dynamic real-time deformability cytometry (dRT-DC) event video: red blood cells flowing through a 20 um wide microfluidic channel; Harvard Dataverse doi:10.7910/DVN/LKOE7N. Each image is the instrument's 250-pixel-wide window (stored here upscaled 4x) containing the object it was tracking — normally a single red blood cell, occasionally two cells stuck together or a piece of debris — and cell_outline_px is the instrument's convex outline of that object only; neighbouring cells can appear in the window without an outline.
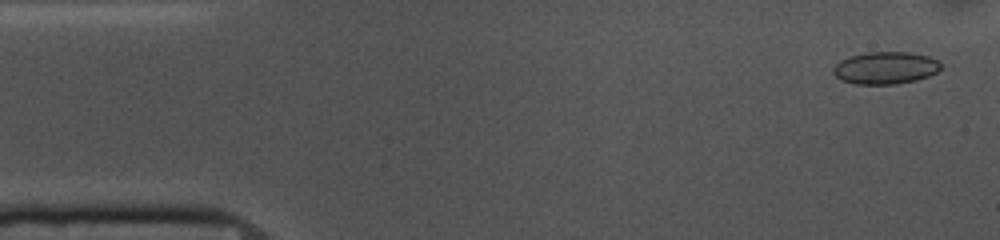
{"species": "common noctule bat (a hibernating species)", "species_latin": "Nyctalus noctula", "temperature_condition": "cold", "stored_images_in_passage": 54, "camera_frame_rate_fps": 3000, "um_per_image_px": 0.085, "animal": {"sex": "female", "body_mass_g": 10.0, "forearm_length_mm": 53.1}, "frame": {"image": 1, "passage_image": 2, "time_ms": 0.333, "image_size_px": [1000, 240], "cell_outline_px": [[940, 68], [936, 72], [928, 76], [916, 80], [896, 84], [856, 84], [844, 80], [836, 76], [832, 72], [832, 68], [840, 60], [848, 56], [868, 52], [908, 52], [928, 56], [936, 60], [940, 64]], "centroid_in_image_um": [75.23, 5.76], "position_along_channel_um": 9.8, "area_um2": 20.11}}
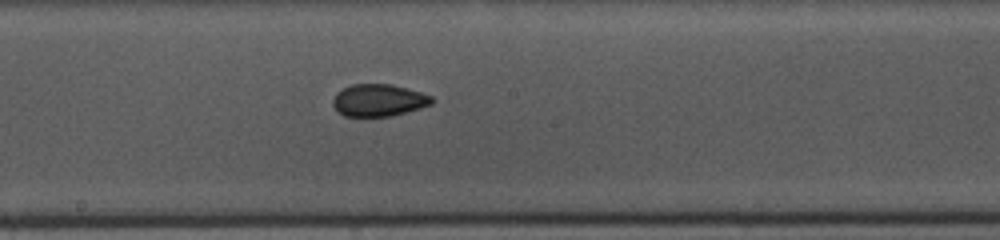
{"frame": {"image": 2, "passage_image": 27, "time_ms": 8.667, "image_size_px": [1000, 240], "cell_outline_px": [[432, 104], [420, 108], [392, 116], [344, 116], [336, 112], [332, 104], [332, 100], [336, 92], [352, 84], [392, 84], [420, 92], [432, 96]], "centroid_in_image_um": [32.14, 8.52], "position_along_channel_um": 216.1, "area_um2": 18.61}}
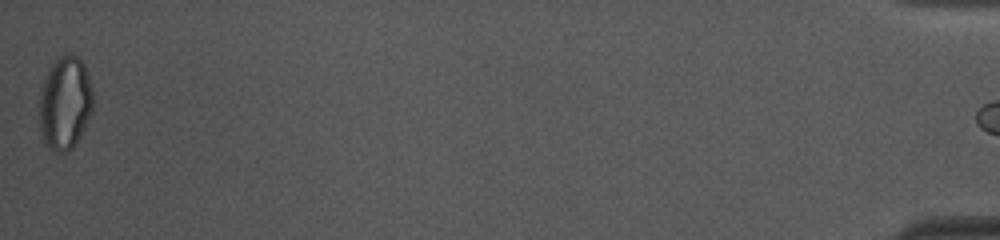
{"frame": {"image": 3, "passage_image": 53, "time_ms": 17.333, "image_size_px": [1000, 240], "cell_outline_px": [[92, 108], [84, 128], [80, 136], [72, 148], [64, 152], [56, 152], [48, 148], [44, 144], [40, 128], [40, 88], [52, 64], [60, 56], [68, 52], [80, 56], [84, 64], [92, 88]], "centroid_in_image_um": [5.52, 8.74], "position_along_channel_um": 429.7, "area_um2": 29.13}, "authors_computed_cell_mechanics": {"area_um2": 19.5364, "velocity_mm_per_s": 3.6606, "shape_relaxation_time_tau1_ms": 5.2088, "shape_relaxation_time_tau2_ms": 2.8808, "deformation_change_tau1": 0.0976, "deformation_change_tau2": 0.0604}}